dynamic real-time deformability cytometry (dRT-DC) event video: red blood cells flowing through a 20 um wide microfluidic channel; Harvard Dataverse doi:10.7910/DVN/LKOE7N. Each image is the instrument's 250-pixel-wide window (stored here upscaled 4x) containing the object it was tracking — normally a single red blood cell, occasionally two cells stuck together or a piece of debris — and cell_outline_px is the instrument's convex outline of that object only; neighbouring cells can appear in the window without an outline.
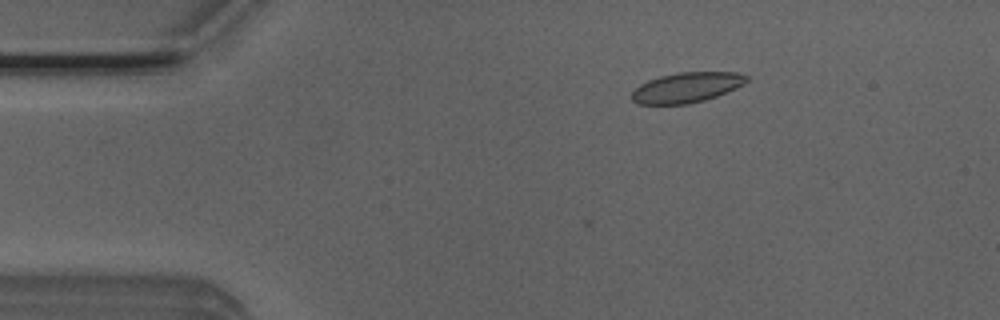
{"species": "Egyptian fruit bat (a non-hibernating species)", "species_latin": "Rousettus aegyptiacus", "temperature_condition": "room temperature", "stored_images_in_passage": 4, "camera_frame_rate_fps": 3000, "um_per_image_px": 0.085, "animal": {"sex": "male"}, "frame": {"image": 1, "passage_image": 2, "time_ms": 0.333, "image_size_px": [1000, 320], "cell_outline_px": [[748, 80], [744, 84], [736, 88], [716, 96], [704, 100], [688, 104], [636, 104], [632, 100], [632, 92], [640, 84], [648, 80], [660, 76], [676, 72], [736, 72], [748, 76]], "centroid_in_image_um": [58.36, 7.43], "position_along_channel_um": 26.6, "area_um2": 20.17}}
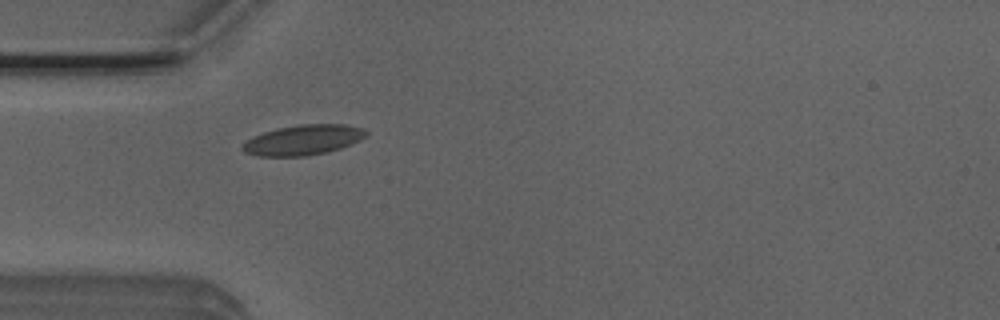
{"frame": {"image": 2, "passage_image": 4, "time_ms": 1.0, "image_size_px": [1000, 320], "cell_outline_px": [[368, 136], [360, 140], [340, 148], [324, 152], [304, 156], [256, 156], [244, 152], [240, 148], [252, 136], [276, 128], [300, 124], [348, 124], [364, 128], [368, 132]], "centroid_in_image_um": [25.78, 11.88], "position_along_channel_um": 59.2, "area_um2": 21.79}}